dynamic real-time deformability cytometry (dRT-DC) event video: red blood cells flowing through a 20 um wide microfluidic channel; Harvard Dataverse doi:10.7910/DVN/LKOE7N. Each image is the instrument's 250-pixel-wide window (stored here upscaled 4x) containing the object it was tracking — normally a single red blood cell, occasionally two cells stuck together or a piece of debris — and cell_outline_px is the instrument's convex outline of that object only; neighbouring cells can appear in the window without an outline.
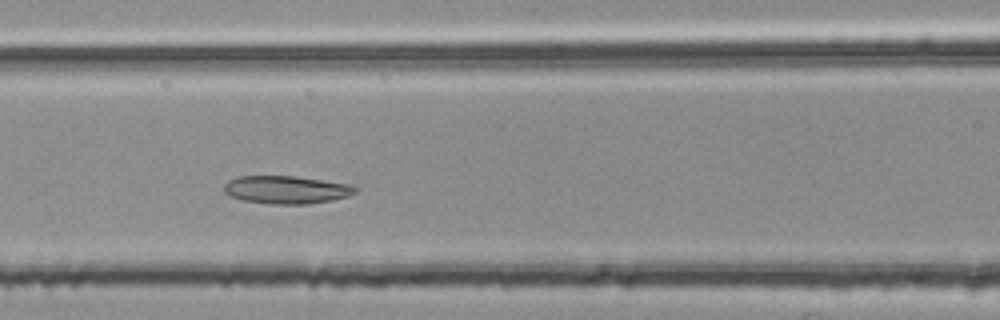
{"species": "common noctule bat (a hibernating species)", "species_latin": "Nyctalus noctula", "temperature_condition": "room temperature", "stored_images_in_passage": 34, "camera_frame_rate_fps": 3000, "um_per_image_px": 0.085, "animal": {"sex": "female", "body_mass_g": 25.1}, "frame": {"image": 1, "passage_image": 8, "time_ms": 2.333, "image_size_px": [1000, 320], "cell_outline_px": [[356, 192], [348, 196], [332, 200], [308, 204], [272, 204], [240, 200], [224, 192], [224, 184], [228, 180], [236, 176], [292, 176], [348, 184], [356, 188]], "centroid_in_image_um": [24.28, 16.13], "position_along_channel_um": 142.3, "area_um2": 21.21}}
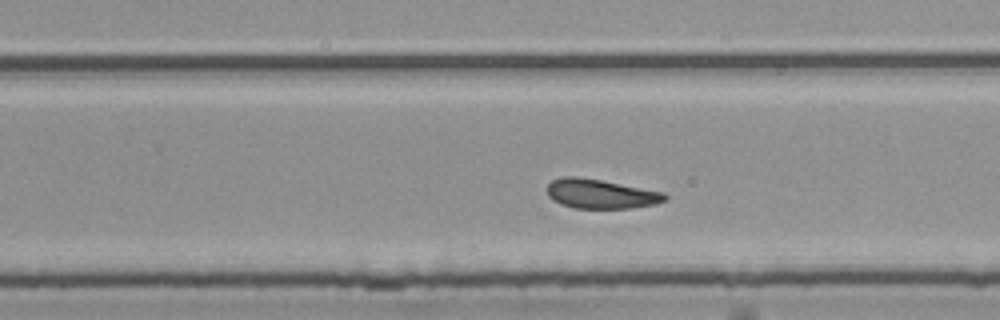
{"frame": {"image": 2, "passage_image": 19, "time_ms": 6.0, "image_size_px": [1000, 320], "cell_outline_px": [[668, 200], [656, 204], [628, 208], [572, 208], [560, 204], [552, 200], [548, 196], [548, 184], [552, 180], [564, 176], [576, 176], [600, 180], [664, 192], [668, 196]], "centroid_in_image_um": [51.06, 16.48], "position_along_channel_um": 278.7, "area_um2": 20.17}}
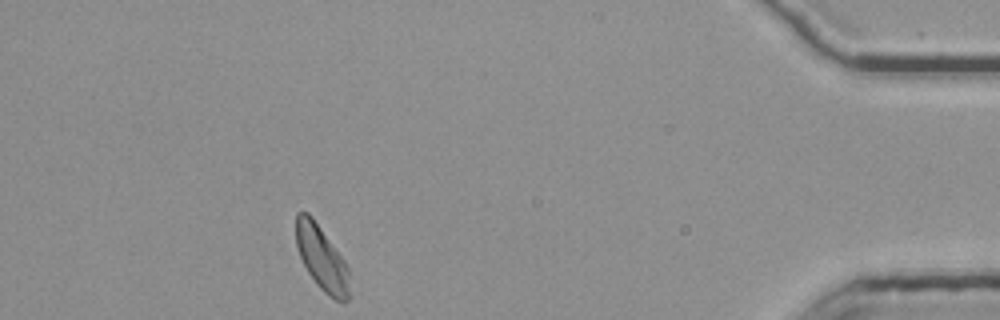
{"frame": {"image": 3, "passage_image": 34, "time_ms": 11.0, "image_size_px": [1000, 320], "cell_outline_px": [[352, 296], [344, 304], [328, 296], [316, 284], [308, 272], [300, 256], [296, 244], [296, 212], [308, 212], [312, 216], [344, 260], [348, 268]], "centroid_in_image_um": [27.39, 22.01], "position_along_channel_um": 407.8, "area_um2": 20.35}, "authors_computed_cell_mechanics": {"area_um2": 20.6057, "velocity_mm_per_s": 3.731, "shape_relaxation_time_tau1_ms": 5.1365, "shape_relaxation_time_tau2_ms": 3.4475, "deformation_change_tau1": 0.1294, "deformation_change_tau2": 0.1122}}